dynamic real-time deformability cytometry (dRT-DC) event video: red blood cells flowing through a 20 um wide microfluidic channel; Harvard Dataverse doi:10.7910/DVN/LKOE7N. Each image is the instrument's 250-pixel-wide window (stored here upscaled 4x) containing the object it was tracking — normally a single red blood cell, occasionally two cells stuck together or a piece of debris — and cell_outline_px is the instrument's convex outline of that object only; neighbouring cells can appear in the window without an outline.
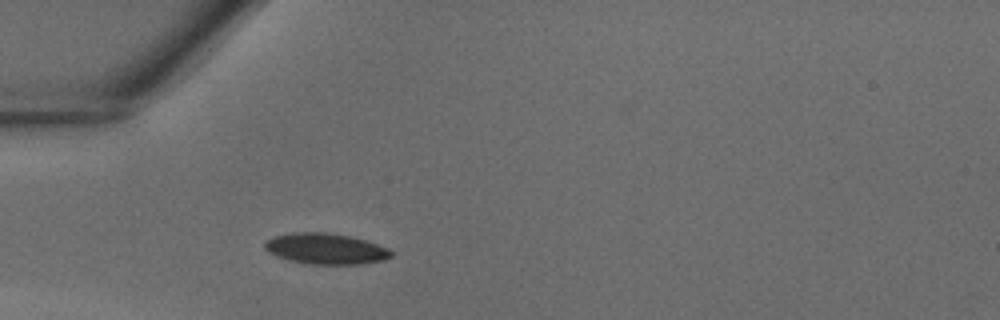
{"species": "common noctule bat (a hibernating species)", "species_latin": "Nyctalus noctula", "temperature_condition": "warm", "stored_images_in_passage": 29, "camera_frame_rate_fps": 3000, "um_per_image_px": 0.085, "animal": {"sex": "male", "body_mass_g": 18.8}, "frame": {"image": 1, "passage_image": 1, "time_ms": 0.0, "image_size_px": [1000, 320], "cell_outline_px": [[392, 256], [384, 260], [360, 264], [304, 264], [288, 260], [276, 256], [268, 252], [264, 248], [264, 244], [268, 240], [276, 236], [292, 232], [328, 232], [352, 236], [388, 248], [392, 252]], "centroid_in_image_um": [27.67, 21.14], "position_along_channel_um": 57.3, "area_um2": 22.83}}
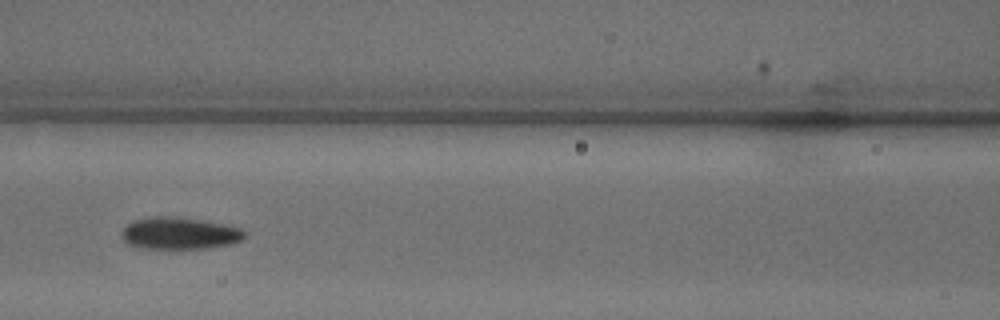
{"frame": {"image": 2, "passage_image": 7, "time_ms": 2.0, "image_size_px": [1000, 320], "cell_outline_px": [[244, 236], [240, 240], [232, 244], [208, 248], [140, 248], [128, 244], [120, 236], [120, 232], [132, 220], [156, 216], [180, 216], [224, 224], [240, 228], [244, 232]], "centroid_in_image_um": [15.22, 19.82], "position_along_channel_um": 151.4, "area_um2": 23.0}}
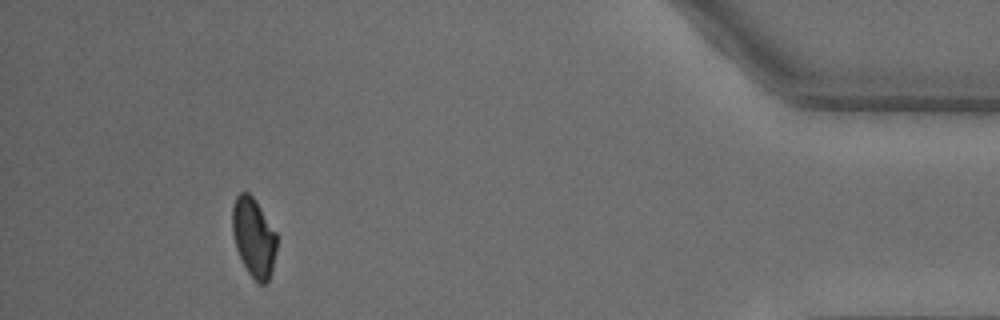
{"frame": {"image": 3, "passage_image": 26, "time_ms": 8.333, "image_size_px": [1000, 320], "cell_outline_px": [[276, 248], [272, 268], [268, 280], [264, 284], [260, 284], [248, 272], [236, 248], [232, 232], [232, 208], [236, 196], [240, 192], [248, 192], [252, 196], [276, 232]], "centroid_in_image_um": [21.55, 20.15], "position_along_channel_um": 413.7, "area_um2": 20.06}}